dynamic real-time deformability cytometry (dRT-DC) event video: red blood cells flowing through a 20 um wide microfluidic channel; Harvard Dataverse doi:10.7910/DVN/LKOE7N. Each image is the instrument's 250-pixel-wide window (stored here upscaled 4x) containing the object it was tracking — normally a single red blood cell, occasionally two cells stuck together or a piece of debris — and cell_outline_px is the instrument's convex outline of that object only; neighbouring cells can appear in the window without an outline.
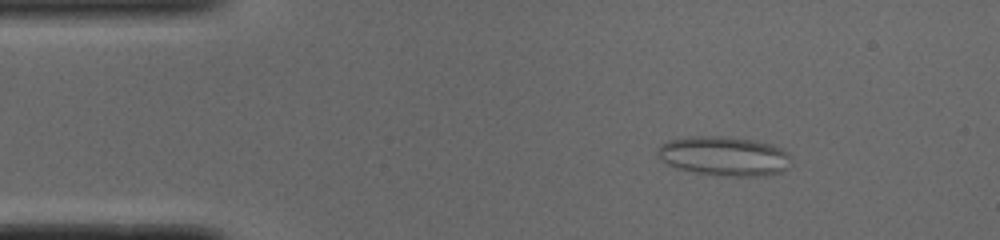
{"species": "common noctule bat (a hibernating species)", "species_latin": "Nyctalus noctula", "temperature_condition": "cold", "stored_images_in_passage": 51, "camera_frame_rate_fps": 3000, "um_per_image_px": 0.085, "animal": {"sex": "male", "body_mass_g": 19.0, "forearm_length_mm": 50.8}, "frame": {"image": 1, "passage_image": 6, "time_ms": 1.667, "image_size_px": [1000, 240], "cell_outline_px": [[792, 156], [788, 168], [780, 172], [764, 176], [724, 176], [696, 172], [676, 168], [668, 164], [656, 156], [656, 148], [660, 144], [668, 140], [684, 136], [720, 136], [756, 140], [772, 144], [788, 152]], "centroid_in_image_um": [61.54, 13.26], "position_along_channel_um": 23.5, "area_um2": 31.1}}
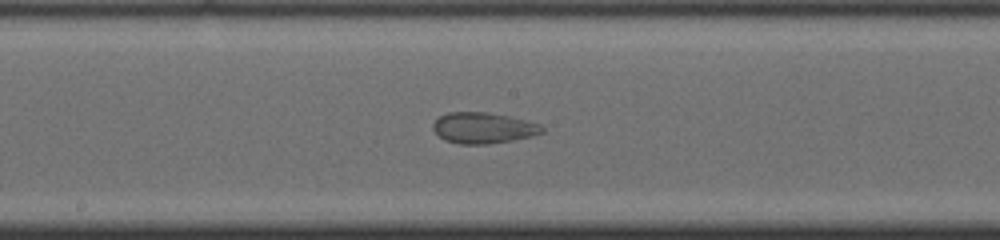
{"frame": {"image": 2, "passage_image": 25, "time_ms": 8.0, "image_size_px": [1000, 240], "cell_outline_px": [[544, 132], [532, 136], [512, 140], [488, 144], [460, 144], [444, 140], [432, 128], [432, 124], [440, 116], [448, 112], [488, 112], [508, 116], [540, 124], [544, 128]], "centroid_in_image_um": [41.07, 10.87], "position_along_channel_um": 207.1, "area_um2": 19.59}}
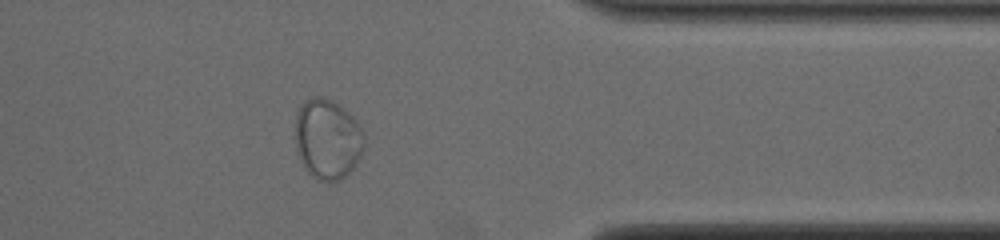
{"frame": {"image": 3, "passage_image": 40, "time_ms": 13.0, "image_size_px": [1000, 240], "cell_outline_px": [[364, 148], [356, 164], [344, 176], [336, 180], [316, 180], [308, 172], [300, 160], [296, 144], [296, 112], [300, 104], [304, 100], [312, 96], [316, 96], [332, 100], [348, 112], [356, 120], [364, 132]], "centroid_in_image_um": [27.83, 11.79], "position_along_channel_um": 383.6, "area_um2": 32.14}}